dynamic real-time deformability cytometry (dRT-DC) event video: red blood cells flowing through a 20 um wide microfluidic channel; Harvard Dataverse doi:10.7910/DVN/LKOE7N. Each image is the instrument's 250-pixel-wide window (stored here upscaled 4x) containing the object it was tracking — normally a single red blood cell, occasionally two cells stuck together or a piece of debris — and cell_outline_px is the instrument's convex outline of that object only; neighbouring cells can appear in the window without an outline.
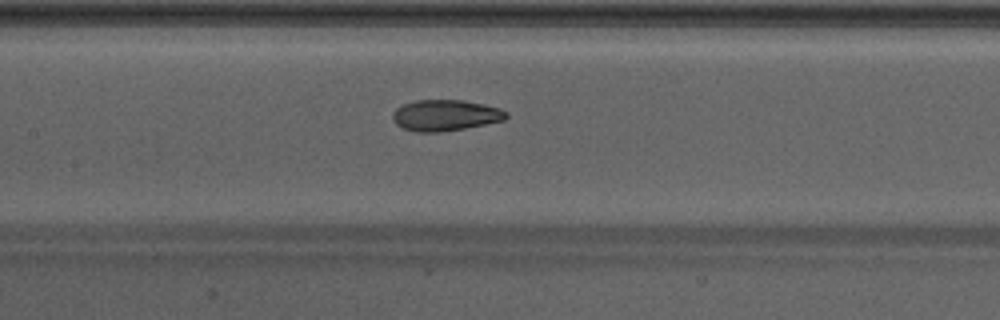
{"species": "Egyptian fruit bat (a non-hibernating species)", "species_latin": "Rousettus aegyptiacus", "temperature_condition": "warm", "stored_images_in_passage": 45, "camera_frame_rate_fps": 3000, "um_per_image_px": 0.085, "animal": {"sex": "male"}, "frame": {"image": 1, "passage_image": 20, "time_ms": 6.333, "image_size_px": [1000, 320], "cell_outline_px": [[508, 116], [504, 120], [464, 128], [440, 132], [416, 132], [404, 128], [396, 124], [392, 120], [392, 112], [396, 108], [404, 104], [416, 100], [464, 100], [484, 104], [500, 108], [508, 112]], "centroid_in_image_um": [37.84, 9.79], "position_along_channel_um": 169.6, "area_um2": 20.58}, "authors_computed_cell_mechanics": {"area_um2": 21.0392, "velocity_mm_per_s": 4.2993, "shape_relaxation_time_tau1_ms": 5.7057, "shape_relaxation_time_tau2_ms": 1.5788, "deformation_change_tau1": 0.1879, "deformation_change_tau2": 0.0731}}